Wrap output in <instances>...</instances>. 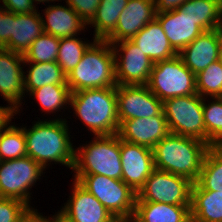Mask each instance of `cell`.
Segmentation results:
<instances>
[{
    "label": "cell",
    "instance_id": "603a6c76",
    "mask_svg": "<svg viewBox=\"0 0 222 222\" xmlns=\"http://www.w3.org/2000/svg\"><path fill=\"white\" fill-rule=\"evenodd\" d=\"M191 205L136 201L134 217L139 222H191Z\"/></svg>",
    "mask_w": 222,
    "mask_h": 222
},
{
    "label": "cell",
    "instance_id": "ba28073f",
    "mask_svg": "<svg viewBox=\"0 0 222 222\" xmlns=\"http://www.w3.org/2000/svg\"><path fill=\"white\" fill-rule=\"evenodd\" d=\"M163 111L170 133L206 142L203 98L199 94L167 99L163 102Z\"/></svg>",
    "mask_w": 222,
    "mask_h": 222
},
{
    "label": "cell",
    "instance_id": "60d3db41",
    "mask_svg": "<svg viewBox=\"0 0 222 222\" xmlns=\"http://www.w3.org/2000/svg\"><path fill=\"white\" fill-rule=\"evenodd\" d=\"M12 114L7 106H0V129L12 117Z\"/></svg>",
    "mask_w": 222,
    "mask_h": 222
},
{
    "label": "cell",
    "instance_id": "74e56055",
    "mask_svg": "<svg viewBox=\"0 0 222 222\" xmlns=\"http://www.w3.org/2000/svg\"><path fill=\"white\" fill-rule=\"evenodd\" d=\"M12 13L6 12L0 20V48H2L11 37Z\"/></svg>",
    "mask_w": 222,
    "mask_h": 222
},
{
    "label": "cell",
    "instance_id": "7402d4cb",
    "mask_svg": "<svg viewBox=\"0 0 222 222\" xmlns=\"http://www.w3.org/2000/svg\"><path fill=\"white\" fill-rule=\"evenodd\" d=\"M131 41L141 49L153 63L169 60L178 55L172 48L160 22L155 18L142 28Z\"/></svg>",
    "mask_w": 222,
    "mask_h": 222
},
{
    "label": "cell",
    "instance_id": "f35d334b",
    "mask_svg": "<svg viewBox=\"0 0 222 222\" xmlns=\"http://www.w3.org/2000/svg\"><path fill=\"white\" fill-rule=\"evenodd\" d=\"M156 13L169 12L180 7L187 0H153Z\"/></svg>",
    "mask_w": 222,
    "mask_h": 222
},
{
    "label": "cell",
    "instance_id": "5b68a950",
    "mask_svg": "<svg viewBox=\"0 0 222 222\" xmlns=\"http://www.w3.org/2000/svg\"><path fill=\"white\" fill-rule=\"evenodd\" d=\"M72 171L75 175H103L122 180L118 135L95 136L88 144L75 148Z\"/></svg>",
    "mask_w": 222,
    "mask_h": 222
},
{
    "label": "cell",
    "instance_id": "f1b7e54d",
    "mask_svg": "<svg viewBox=\"0 0 222 222\" xmlns=\"http://www.w3.org/2000/svg\"><path fill=\"white\" fill-rule=\"evenodd\" d=\"M28 95L38 101L42 112L56 114L64 106L69 107L71 91L68 84H48L32 90Z\"/></svg>",
    "mask_w": 222,
    "mask_h": 222
},
{
    "label": "cell",
    "instance_id": "30bf717a",
    "mask_svg": "<svg viewBox=\"0 0 222 222\" xmlns=\"http://www.w3.org/2000/svg\"><path fill=\"white\" fill-rule=\"evenodd\" d=\"M192 186L185 177L155 168L138 191L136 201L191 205Z\"/></svg>",
    "mask_w": 222,
    "mask_h": 222
},
{
    "label": "cell",
    "instance_id": "bcb514c9",
    "mask_svg": "<svg viewBox=\"0 0 222 222\" xmlns=\"http://www.w3.org/2000/svg\"><path fill=\"white\" fill-rule=\"evenodd\" d=\"M6 12V8L4 6H0V20Z\"/></svg>",
    "mask_w": 222,
    "mask_h": 222
},
{
    "label": "cell",
    "instance_id": "7bdbcfd3",
    "mask_svg": "<svg viewBox=\"0 0 222 222\" xmlns=\"http://www.w3.org/2000/svg\"><path fill=\"white\" fill-rule=\"evenodd\" d=\"M42 222H68V221L58 211L57 214L53 215L50 218L42 215Z\"/></svg>",
    "mask_w": 222,
    "mask_h": 222
},
{
    "label": "cell",
    "instance_id": "ac0fdd59",
    "mask_svg": "<svg viewBox=\"0 0 222 222\" xmlns=\"http://www.w3.org/2000/svg\"><path fill=\"white\" fill-rule=\"evenodd\" d=\"M156 19L160 22L170 45L177 53L204 32L196 25V21L178 9L156 13Z\"/></svg>",
    "mask_w": 222,
    "mask_h": 222
},
{
    "label": "cell",
    "instance_id": "b9f144b4",
    "mask_svg": "<svg viewBox=\"0 0 222 222\" xmlns=\"http://www.w3.org/2000/svg\"><path fill=\"white\" fill-rule=\"evenodd\" d=\"M213 31L216 35L220 52H222V20L214 27Z\"/></svg>",
    "mask_w": 222,
    "mask_h": 222
},
{
    "label": "cell",
    "instance_id": "44dd1931",
    "mask_svg": "<svg viewBox=\"0 0 222 222\" xmlns=\"http://www.w3.org/2000/svg\"><path fill=\"white\" fill-rule=\"evenodd\" d=\"M43 33L42 19L38 9L25 14L12 13L11 37L2 48L24 55L34 40Z\"/></svg>",
    "mask_w": 222,
    "mask_h": 222
},
{
    "label": "cell",
    "instance_id": "cb8c5ba5",
    "mask_svg": "<svg viewBox=\"0 0 222 222\" xmlns=\"http://www.w3.org/2000/svg\"><path fill=\"white\" fill-rule=\"evenodd\" d=\"M191 222H222V192L192 186Z\"/></svg>",
    "mask_w": 222,
    "mask_h": 222
},
{
    "label": "cell",
    "instance_id": "9a60e30c",
    "mask_svg": "<svg viewBox=\"0 0 222 222\" xmlns=\"http://www.w3.org/2000/svg\"><path fill=\"white\" fill-rule=\"evenodd\" d=\"M72 193L60 209L68 222H108L113 215L90 192L73 181Z\"/></svg>",
    "mask_w": 222,
    "mask_h": 222
},
{
    "label": "cell",
    "instance_id": "ffe728a7",
    "mask_svg": "<svg viewBox=\"0 0 222 222\" xmlns=\"http://www.w3.org/2000/svg\"><path fill=\"white\" fill-rule=\"evenodd\" d=\"M41 19L44 32L59 39L80 35V31L87 29L86 23L69 5H48Z\"/></svg>",
    "mask_w": 222,
    "mask_h": 222
},
{
    "label": "cell",
    "instance_id": "7a4b0ae2",
    "mask_svg": "<svg viewBox=\"0 0 222 222\" xmlns=\"http://www.w3.org/2000/svg\"><path fill=\"white\" fill-rule=\"evenodd\" d=\"M210 146L197 138L169 133L152 149L154 167L195 183Z\"/></svg>",
    "mask_w": 222,
    "mask_h": 222
},
{
    "label": "cell",
    "instance_id": "7c38bea8",
    "mask_svg": "<svg viewBox=\"0 0 222 222\" xmlns=\"http://www.w3.org/2000/svg\"><path fill=\"white\" fill-rule=\"evenodd\" d=\"M119 123L135 118H151L163 111V102L147 85H117Z\"/></svg>",
    "mask_w": 222,
    "mask_h": 222
},
{
    "label": "cell",
    "instance_id": "836d02e7",
    "mask_svg": "<svg viewBox=\"0 0 222 222\" xmlns=\"http://www.w3.org/2000/svg\"><path fill=\"white\" fill-rule=\"evenodd\" d=\"M196 90L202 98L222 97V64L211 63L196 75Z\"/></svg>",
    "mask_w": 222,
    "mask_h": 222
},
{
    "label": "cell",
    "instance_id": "7dc6e473",
    "mask_svg": "<svg viewBox=\"0 0 222 222\" xmlns=\"http://www.w3.org/2000/svg\"><path fill=\"white\" fill-rule=\"evenodd\" d=\"M132 222H139L134 216H132Z\"/></svg>",
    "mask_w": 222,
    "mask_h": 222
},
{
    "label": "cell",
    "instance_id": "681fc988",
    "mask_svg": "<svg viewBox=\"0 0 222 222\" xmlns=\"http://www.w3.org/2000/svg\"><path fill=\"white\" fill-rule=\"evenodd\" d=\"M218 147L222 149V142L218 145Z\"/></svg>",
    "mask_w": 222,
    "mask_h": 222
},
{
    "label": "cell",
    "instance_id": "4dcf8cb0",
    "mask_svg": "<svg viewBox=\"0 0 222 222\" xmlns=\"http://www.w3.org/2000/svg\"><path fill=\"white\" fill-rule=\"evenodd\" d=\"M203 98V117L206 129V143L218 146L222 142V97Z\"/></svg>",
    "mask_w": 222,
    "mask_h": 222
},
{
    "label": "cell",
    "instance_id": "6da1fadb",
    "mask_svg": "<svg viewBox=\"0 0 222 222\" xmlns=\"http://www.w3.org/2000/svg\"><path fill=\"white\" fill-rule=\"evenodd\" d=\"M67 120L59 117L53 120H38L29 129L23 127L27 156L39 163L45 170L49 164L64 165L72 170L75 148L70 141Z\"/></svg>",
    "mask_w": 222,
    "mask_h": 222
},
{
    "label": "cell",
    "instance_id": "52a82bcc",
    "mask_svg": "<svg viewBox=\"0 0 222 222\" xmlns=\"http://www.w3.org/2000/svg\"><path fill=\"white\" fill-rule=\"evenodd\" d=\"M114 217H132L137 193L122 180L103 175H73Z\"/></svg>",
    "mask_w": 222,
    "mask_h": 222
},
{
    "label": "cell",
    "instance_id": "484cf974",
    "mask_svg": "<svg viewBox=\"0 0 222 222\" xmlns=\"http://www.w3.org/2000/svg\"><path fill=\"white\" fill-rule=\"evenodd\" d=\"M25 64L29 65L28 70L24 72V91L27 94L48 84H67V75L57 62H24Z\"/></svg>",
    "mask_w": 222,
    "mask_h": 222
},
{
    "label": "cell",
    "instance_id": "ee69618b",
    "mask_svg": "<svg viewBox=\"0 0 222 222\" xmlns=\"http://www.w3.org/2000/svg\"><path fill=\"white\" fill-rule=\"evenodd\" d=\"M108 222H132V217H112Z\"/></svg>",
    "mask_w": 222,
    "mask_h": 222
},
{
    "label": "cell",
    "instance_id": "c3c4849f",
    "mask_svg": "<svg viewBox=\"0 0 222 222\" xmlns=\"http://www.w3.org/2000/svg\"><path fill=\"white\" fill-rule=\"evenodd\" d=\"M221 64H222V52H220V58H219Z\"/></svg>",
    "mask_w": 222,
    "mask_h": 222
},
{
    "label": "cell",
    "instance_id": "8d00e7d4",
    "mask_svg": "<svg viewBox=\"0 0 222 222\" xmlns=\"http://www.w3.org/2000/svg\"><path fill=\"white\" fill-rule=\"evenodd\" d=\"M7 12L14 14H25L36 11L32 0H1Z\"/></svg>",
    "mask_w": 222,
    "mask_h": 222
},
{
    "label": "cell",
    "instance_id": "2e32d148",
    "mask_svg": "<svg viewBox=\"0 0 222 222\" xmlns=\"http://www.w3.org/2000/svg\"><path fill=\"white\" fill-rule=\"evenodd\" d=\"M170 133L167 120L162 111L151 118H135L122 121L117 135L125 142L153 149L165 136Z\"/></svg>",
    "mask_w": 222,
    "mask_h": 222
},
{
    "label": "cell",
    "instance_id": "1f68e13d",
    "mask_svg": "<svg viewBox=\"0 0 222 222\" xmlns=\"http://www.w3.org/2000/svg\"><path fill=\"white\" fill-rule=\"evenodd\" d=\"M82 39L78 35L60 39L57 63L66 75L76 67L82 59L84 52L93 43L83 41Z\"/></svg>",
    "mask_w": 222,
    "mask_h": 222
},
{
    "label": "cell",
    "instance_id": "3957f363",
    "mask_svg": "<svg viewBox=\"0 0 222 222\" xmlns=\"http://www.w3.org/2000/svg\"><path fill=\"white\" fill-rule=\"evenodd\" d=\"M95 136H111L119 130L116 87L72 92L70 106Z\"/></svg>",
    "mask_w": 222,
    "mask_h": 222
},
{
    "label": "cell",
    "instance_id": "e0dca14e",
    "mask_svg": "<svg viewBox=\"0 0 222 222\" xmlns=\"http://www.w3.org/2000/svg\"><path fill=\"white\" fill-rule=\"evenodd\" d=\"M156 18L153 0H128L120 13L115 30L105 39L110 44L131 40L142 28Z\"/></svg>",
    "mask_w": 222,
    "mask_h": 222
},
{
    "label": "cell",
    "instance_id": "d590c367",
    "mask_svg": "<svg viewBox=\"0 0 222 222\" xmlns=\"http://www.w3.org/2000/svg\"><path fill=\"white\" fill-rule=\"evenodd\" d=\"M65 2L80 16L86 25L94 18L100 4V0H65Z\"/></svg>",
    "mask_w": 222,
    "mask_h": 222
},
{
    "label": "cell",
    "instance_id": "83f0119b",
    "mask_svg": "<svg viewBox=\"0 0 222 222\" xmlns=\"http://www.w3.org/2000/svg\"><path fill=\"white\" fill-rule=\"evenodd\" d=\"M202 190L222 192V149L210 147L203 159L198 180Z\"/></svg>",
    "mask_w": 222,
    "mask_h": 222
},
{
    "label": "cell",
    "instance_id": "277c9868",
    "mask_svg": "<svg viewBox=\"0 0 222 222\" xmlns=\"http://www.w3.org/2000/svg\"><path fill=\"white\" fill-rule=\"evenodd\" d=\"M71 93L83 89L117 87L115 59L112 45L106 40H95L82 59L67 75Z\"/></svg>",
    "mask_w": 222,
    "mask_h": 222
},
{
    "label": "cell",
    "instance_id": "e575fe53",
    "mask_svg": "<svg viewBox=\"0 0 222 222\" xmlns=\"http://www.w3.org/2000/svg\"><path fill=\"white\" fill-rule=\"evenodd\" d=\"M30 209L18 199L0 197V222H19Z\"/></svg>",
    "mask_w": 222,
    "mask_h": 222
},
{
    "label": "cell",
    "instance_id": "4fadbf2b",
    "mask_svg": "<svg viewBox=\"0 0 222 222\" xmlns=\"http://www.w3.org/2000/svg\"><path fill=\"white\" fill-rule=\"evenodd\" d=\"M23 54L0 48V96L7 101L8 109L16 116L20 113L24 91ZM24 95V96H23Z\"/></svg>",
    "mask_w": 222,
    "mask_h": 222
},
{
    "label": "cell",
    "instance_id": "5bb4252c",
    "mask_svg": "<svg viewBox=\"0 0 222 222\" xmlns=\"http://www.w3.org/2000/svg\"><path fill=\"white\" fill-rule=\"evenodd\" d=\"M120 155L122 181L135 193H138L155 169L153 151L145 146L132 144L120 139Z\"/></svg>",
    "mask_w": 222,
    "mask_h": 222
},
{
    "label": "cell",
    "instance_id": "d6a6232c",
    "mask_svg": "<svg viewBox=\"0 0 222 222\" xmlns=\"http://www.w3.org/2000/svg\"><path fill=\"white\" fill-rule=\"evenodd\" d=\"M60 39L48 33L41 34L24 53V62H57Z\"/></svg>",
    "mask_w": 222,
    "mask_h": 222
},
{
    "label": "cell",
    "instance_id": "8fae6325",
    "mask_svg": "<svg viewBox=\"0 0 222 222\" xmlns=\"http://www.w3.org/2000/svg\"><path fill=\"white\" fill-rule=\"evenodd\" d=\"M111 45L117 85H147L154 65L151 59L131 40H122Z\"/></svg>",
    "mask_w": 222,
    "mask_h": 222
},
{
    "label": "cell",
    "instance_id": "d6986e66",
    "mask_svg": "<svg viewBox=\"0 0 222 222\" xmlns=\"http://www.w3.org/2000/svg\"><path fill=\"white\" fill-rule=\"evenodd\" d=\"M178 56L195 75L219 60L220 49L213 30L203 32L193 42L182 49Z\"/></svg>",
    "mask_w": 222,
    "mask_h": 222
},
{
    "label": "cell",
    "instance_id": "8992f818",
    "mask_svg": "<svg viewBox=\"0 0 222 222\" xmlns=\"http://www.w3.org/2000/svg\"><path fill=\"white\" fill-rule=\"evenodd\" d=\"M147 86L162 102L167 99L197 94L196 75L177 55L154 63Z\"/></svg>",
    "mask_w": 222,
    "mask_h": 222
},
{
    "label": "cell",
    "instance_id": "9c48e42d",
    "mask_svg": "<svg viewBox=\"0 0 222 222\" xmlns=\"http://www.w3.org/2000/svg\"><path fill=\"white\" fill-rule=\"evenodd\" d=\"M44 168L31 157L0 161V197L18 199L31 209L30 189L40 180Z\"/></svg>",
    "mask_w": 222,
    "mask_h": 222
},
{
    "label": "cell",
    "instance_id": "d4e9b609",
    "mask_svg": "<svg viewBox=\"0 0 222 222\" xmlns=\"http://www.w3.org/2000/svg\"><path fill=\"white\" fill-rule=\"evenodd\" d=\"M177 9L196 21L204 32L213 30L222 20V0H187Z\"/></svg>",
    "mask_w": 222,
    "mask_h": 222
},
{
    "label": "cell",
    "instance_id": "ab89813d",
    "mask_svg": "<svg viewBox=\"0 0 222 222\" xmlns=\"http://www.w3.org/2000/svg\"><path fill=\"white\" fill-rule=\"evenodd\" d=\"M37 209H30L19 222H42V214Z\"/></svg>",
    "mask_w": 222,
    "mask_h": 222
},
{
    "label": "cell",
    "instance_id": "4316f807",
    "mask_svg": "<svg viewBox=\"0 0 222 222\" xmlns=\"http://www.w3.org/2000/svg\"><path fill=\"white\" fill-rule=\"evenodd\" d=\"M128 0H100L94 18L88 24L94 27V39L105 40L116 28L120 13Z\"/></svg>",
    "mask_w": 222,
    "mask_h": 222
},
{
    "label": "cell",
    "instance_id": "f6af8a7d",
    "mask_svg": "<svg viewBox=\"0 0 222 222\" xmlns=\"http://www.w3.org/2000/svg\"><path fill=\"white\" fill-rule=\"evenodd\" d=\"M49 1L54 2V1H61V0H32L33 4H34V2H35V3L37 2V4H40V3H49Z\"/></svg>",
    "mask_w": 222,
    "mask_h": 222
},
{
    "label": "cell",
    "instance_id": "f546056e",
    "mask_svg": "<svg viewBox=\"0 0 222 222\" xmlns=\"http://www.w3.org/2000/svg\"><path fill=\"white\" fill-rule=\"evenodd\" d=\"M12 119H14V113L0 129V161L27 156L23 126L17 127L10 124Z\"/></svg>",
    "mask_w": 222,
    "mask_h": 222
}]
</instances>
